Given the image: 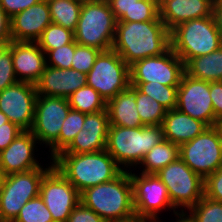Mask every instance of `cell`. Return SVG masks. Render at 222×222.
Returning <instances> with one entry per match:
<instances>
[{
    "instance_id": "obj_20",
    "label": "cell",
    "mask_w": 222,
    "mask_h": 222,
    "mask_svg": "<svg viewBox=\"0 0 222 222\" xmlns=\"http://www.w3.org/2000/svg\"><path fill=\"white\" fill-rule=\"evenodd\" d=\"M52 23L47 0H41L10 19L11 39L17 42H36Z\"/></svg>"
},
{
    "instance_id": "obj_10",
    "label": "cell",
    "mask_w": 222,
    "mask_h": 222,
    "mask_svg": "<svg viewBox=\"0 0 222 222\" xmlns=\"http://www.w3.org/2000/svg\"><path fill=\"white\" fill-rule=\"evenodd\" d=\"M87 85L106 103L130 87V66L113 49L101 51L87 73Z\"/></svg>"
},
{
    "instance_id": "obj_7",
    "label": "cell",
    "mask_w": 222,
    "mask_h": 222,
    "mask_svg": "<svg viewBox=\"0 0 222 222\" xmlns=\"http://www.w3.org/2000/svg\"><path fill=\"white\" fill-rule=\"evenodd\" d=\"M49 163L48 166L42 164L40 168L6 176L0 192V222H13L23 205L39 196L41 180L53 167L51 159Z\"/></svg>"
},
{
    "instance_id": "obj_53",
    "label": "cell",
    "mask_w": 222,
    "mask_h": 222,
    "mask_svg": "<svg viewBox=\"0 0 222 222\" xmlns=\"http://www.w3.org/2000/svg\"><path fill=\"white\" fill-rule=\"evenodd\" d=\"M151 1H154L157 5H160L163 0H151Z\"/></svg>"
},
{
    "instance_id": "obj_18",
    "label": "cell",
    "mask_w": 222,
    "mask_h": 222,
    "mask_svg": "<svg viewBox=\"0 0 222 222\" xmlns=\"http://www.w3.org/2000/svg\"><path fill=\"white\" fill-rule=\"evenodd\" d=\"M8 51L12 55L18 81L36 84L46 67V54L36 42L11 41Z\"/></svg>"
},
{
    "instance_id": "obj_6",
    "label": "cell",
    "mask_w": 222,
    "mask_h": 222,
    "mask_svg": "<svg viewBox=\"0 0 222 222\" xmlns=\"http://www.w3.org/2000/svg\"><path fill=\"white\" fill-rule=\"evenodd\" d=\"M172 50L186 64L191 58L200 57L222 46L213 16L185 21L170 31Z\"/></svg>"
},
{
    "instance_id": "obj_1",
    "label": "cell",
    "mask_w": 222,
    "mask_h": 222,
    "mask_svg": "<svg viewBox=\"0 0 222 222\" xmlns=\"http://www.w3.org/2000/svg\"><path fill=\"white\" fill-rule=\"evenodd\" d=\"M171 47L170 31L160 17L146 22H117L112 49L130 66Z\"/></svg>"
},
{
    "instance_id": "obj_23",
    "label": "cell",
    "mask_w": 222,
    "mask_h": 222,
    "mask_svg": "<svg viewBox=\"0 0 222 222\" xmlns=\"http://www.w3.org/2000/svg\"><path fill=\"white\" fill-rule=\"evenodd\" d=\"M161 126L164 139L179 146L194 139L208 127L177 109L167 110Z\"/></svg>"
},
{
    "instance_id": "obj_48",
    "label": "cell",
    "mask_w": 222,
    "mask_h": 222,
    "mask_svg": "<svg viewBox=\"0 0 222 222\" xmlns=\"http://www.w3.org/2000/svg\"><path fill=\"white\" fill-rule=\"evenodd\" d=\"M113 222H153V221L142 218L138 215H134L130 218H127V219H124V220H117V221H113Z\"/></svg>"
},
{
    "instance_id": "obj_41",
    "label": "cell",
    "mask_w": 222,
    "mask_h": 222,
    "mask_svg": "<svg viewBox=\"0 0 222 222\" xmlns=\"http://www.w3.org/2000/svg\"><path fill=\"white\" fill-rule=\"evenodd\" d=\"M66 222H106L93 210L80 202L71 212Z\"/></svg>"
},
{
    "instance_id": "obj_26",
    "label": "cell",
    "mask_w": 222,
    "mask_h": 222,
    "mask_svg": "<svg viewBox=\"0 0 222 222\" xmlns=\"http://www.w3.org/2000/svg\"><path fill=\"white\" fill-rule=\"evenodd\" d=\"M179 158V145L169 140H162L147 152L138 167V172L143 174H156L168 164ZM140 167V168H139ZM139 171V169H141Z\"/></svg>"
},
{
    "instance_id": "obj_50",
    "label": "cell",
    "mask_w": 222,
    "mask_h": 222,
    "mask_svg": "<svg viewBox=\"0 0 222 222\" xmlns=\"http://www.w3.org/2000/svg\"><path fill=\"white\" fill-rule=\"evenodd\" d=\"M7 174L3 171V169L0 167V192L4 186V182L6 179Z\"/></svg>"
},
{
    "instance_id": "obj_11",
    "label": "cell",
    "mask_w": 222,
    "mask_h": 222,
    "mask_svg": "<svg viewBox=\"0 0 222 222\" xmlns=\"http://www.w3.org/2000/svg\"><path fill=\"white\" fill-rule=\"evenodd\" d=\"M134 169L130 170V178L133 185L135 215L159 222L162 220L160 212L173 210L174 214L179 211L173 207L166 186L156 174L136 173Z\"/></svg>"
},
{
    "instance_id": "obj_25",
    "label": "cell",
    "mask_w": 222,
    "mask_h": 222,
    "mask_svg": "<svg viewBox=\"0 0 222 222\" xmlns=\"http://www.w3.org/2000/svg\"><path fill=\"white\" fill-rule=\"evenodd\" d=\"M185 73L207 82L222 81V46L207 55L191 58L185 64Z\"/></svg>"
},
{
    "instance_id": "obj_19",
    "label": "cell",
    "mask_w": 222,
    "mask_h": 222,
    "mask_svg": "<svg viewBox=\"0 0 222 222\" xmlns=\"http://www.w3.org/2000/svg\"><path fill=\"white\" fill-rule=\"evenodd\" d=\"M82 130L75 136L71 144L61 153H89L106 149L109 129L107 108L97 113L85 114Z\"/></svg>"
},
{
    "instance_id": "obj_37",
    "label": "cell",
    "mask_w": 222,
    "mask_h": 222,
    "mask_svg": "<svg viewBox=\"0 0 222 222\" xmlns=\"http://www.w3.org/2000/svg\"><path fill=\"white\" fill-rule=\"evenodd\" d=\"M159 17V5L151 0H139L132 9V22L153 21Z\"/></svg>"
},
{
    "instance_id": "obj_13",
    "label": "cell",
    "mask_w": 222,
    "mask_h": 222,
    "mask_svg": "<svg viewBox=\"0 0 222 222\" xmlns=\"http://www.w3.org/2000/svg\"><path fill=\"white\" fill-rule=\"evenodd\" d=\"M185 73V63L170 47L159 56L147 57L130 65V82H158L179 86Z\"/></svg>"
},
{
    "instance_id": "obj_39",
    "label": "cell",
    "mask_w": 222,
    "mask_h": 222,
    "mask_svg": "<svg viewBox=\"0 0 222 222\" xmlns=\"http://www.w3.org/2000/svg\"><path fill=\"white\" fill-rule=\"evenodd\" d=\"M204 196L222 202V167L204 179Z\"/></svg>"
},
{
    "instance_id": "obj_24",
    "label": "cell",
    "mask_w": 222,
    "mask_h": 222,
    "mask_svg": "<svg viewBox=\"0 0 222 222\" xmlns=\"http://www.w3.org/2000/svg\"><path fill=\"white\" fill-rule=\"evenodd\" d=\"M106 108L109 115V125L125 128L145 126L138 114L134 86L132 85L110 99L106 104Z\"/></svg>"
},
{
    "instance_id": "obj_22",
    "label": "cell",
    "mask_w": 222,
    "mask_h": 222,
    "mask_svg": "<svg viewBox=\"0 0 222 222\" xmlns=\"http://www.w3.org/2000/svg\"><path fill=\"white\" fill-rule=\"evenodd\" d=\"M213 0H163L159 17L169 31L192 19L212 15Z\"/></svg>"
},
{
    "instance_id": "obj_14",
    "label": "cell",
    "mask_w": 222,
    "mask_h": 222,
    "mask_svg": "<svg viewBox=\"0 0 222 222\" xmlns=\"http://www.w3.org/2000/svg\"><path fill=\"white\" fill-rule=\"evenodd\" d=\"M39 195L54 222H66L81 202L79 191L54 166L43 176Z\"/></svg>"
},
{
    "instance_id": "obj_30",
    "label": "cell",
    "mask_w": 222,
    "mask_h": 222,
    "mask_svg": "<svg viewBox=\"0 0 222 222\" xmlns=\"http://www.w3.org/2000/svg\"><path fill=\"white\" fill-rule=\"evenodd\" d=\"M134 95L138 114L142 123L146 125H161L167 113L165 107L150 96L140 92L134 86Z\"/></svg>"
},
{
    "instance_id": "obj_9",
    "label": "cell",
    "mask_w": 222,
    "mask_h": 222,
    "mask_svg": "<svg viewBox=\"0 0 222 222\" xmlns=\"http://www.w3.org/2000/svg\"><path fill=\"white\" fill-rule=\"evenodd\" d=\"M156 175L167 188L173 207L187 211L204 196V179L179 157Z\"/></svg>"
},
{
    "instance_id": "obj_46",
    "label": "cell",
    "mask_w": 222,
    "mask_h": 222,
    "mask_svg": "<svg viewBox=\"0 0 222 222\" xmlns=\"http://www.w3.org/2000/svg\"><path fill=\"white\" fill-rule=\"evenodd\" d=\"M212 16L222 39V0H216L213 3Z\"/></svg>"
},
{
    "instance_id": "obj_43",
    "label": "cell",
    "mask_w": 222,
    "mask_h": 222,
    "mask_svg": "<svg viewBox=\"0 0 222 222\" xmlns=\"http://www.w3.org/2000/svg\"><path fill=\"white\" fill-rule=\"evenodd\" d=\"M22 131L23 130L21 128L10 121L1 125L0 152L6 149Z\"/></svg>"
},
{
    "instance_id": "obj_5",
    "label": "cell",
    "mask_w": 222,
    "mask_h": 222,
    "mask_svg": "<svg viewBox=\"0 0 222 222\" xmlns=\"http://www.w3.org/2000/svg\"><path fill=\"white\" fill-rule=\"evenodd\" d=\"M117 19L108 1L83 0L74 31L75 42L101 51L112 49Z\"/></svg>"
},
{
    "instance_id": "obj_34",
    "label": "cell",
    "mask_w": 222,
    "mask_h": 222,
    "mask_svg": "<svg viewBox=\"0 0 222 222\" xmlns=\"http://www.w3.org/2000/svg\"><path fill=\"white\" fill-rule=\"evenodd\" d=\"M85 114L70 109L64 120L59 134V153L63 152L73 141L75 136L82 130Z\"/></svg>"
},
{
    "instance_id": "obj_27",
    "label": "cell",
    "mask_w": 222,
    "mask_h": 222,
    "mask_svg": "<svg viewBox=\"0 0 222 222\" xmlns=\"http://www.w3.org/2000/svg\"><path fill=\"white\" fill-rule=\"evenodd\" d=\"M51 21L71 31H75L83 0H47Z\"/></svg>"
},
{
    "instance_id": "obj_3",
    "label": "cell",
    "mask_w": 222,
    "mask_h": 222,
    "mask_svg": "<svg viewBox=\"0 0 222 222\" xmlns=\"http://www.w3.org/2000/svg\"><path fill=\"white\" fill-rule=\"evenodd\" d=\"M80 201L106 222L124 220L135 215L130 171H123L114 180L87 188Z\"/></svg>"
},
{
    "instance_id": "obj_4",
    "label": "cell",
    "mask_w": 222,
    "mask_h": 222,
    "mask_svg": "<svg viewBox=\"0 0 222 222\" xmlns=\"http://www.w3.org/2000/svg\"><path fill=\"white\" fill-rule=\"evenodd\" d=\"M162 140L161 125L135 128L109 125L106 150L124 171H130L133 167L137 170L144 155Z\"/></svg>"
},
{
    "instance_id": "obj_15",
    "label": "cell",
    "mask_w": 222,
    "mask_h": 222,
    "mask_svg": "<svg viewBox=\"0 0 222 222\" xmlns=\"http://www.w3.org/2000/svg\"><path fill=\"white\" fill-rule=\"evenodd\" d=\"M176 109L202 121L208 127L214 126L218 121L210 97V82L193 78L186 73L178 86Z\"/></svg>"
},
{
    "instance_id": "obj_45",
    "label": "cell",
    "mask_w": 222,
    "mask_h": 222,
    "mask_svg": "<svg viewBox=\"0 0 222 222\" xmlns=\"http://www.w3.org/2000/svg\"><path fill=\"white\" fill-rule=\"evenodd\" d=\"M10 19L0 6V40L12 41Z\"/></svg>"
},
{
    "instance_id": "obj_29",
    "label": "cell",
    "mask_w": 222,
    "mask_h": 222,
    "mask_svg": "<svg viewBox=\"0 0 222 222\" xmlns=\"http://www.w3.org/2000/svg\"><path fill=\"white\" fill-rule=\"evenodd\" d=\"M130 85L153 98L166 110L176 109L178 86H166L158 82H130Z\"/></svg>"
},
{
    "instance_id": "obj_17",
    "label": "cell",
    "mask_w": 222,
    "mask_h": 222,
    "mask_svg": "<svg viewBox=\"0 0 222 222\" xmlns=\"http://www.w3.org/2000/svg\"><path fill=\"white\" fill-rule=\"evenodd\" d=\"M36 144L39 145L31 131H22L0 152V167L7 175L40 168L42 163H39V158L35 155L38 152Z\"/></svg>"
},
{
    "instance_id": "obj_21",
    "label": "cell",
    "mask_w": 222,
    "mask_h": 222,
    "mask_svg": "<svg viewBox=\"0 0 222 222\" xmlns=\"http://www.w3.org/2000/svg\"><path fill=\"white\" fill-rule=\"evenodd\" d=\"M87 84V74L74 69L53 68L46 65L35 84L40 96L68 98L73 92Z\"/></svg>"
},
{
    "instance_id": "obj_51",
    "label": "cell",
    "mask_w": 222,
    "mask_h": 222,
    "mask_svg": "<svg viewBox=\"0 0 222 222\" xmlns=\"http://www.w3.org/2000/svg\"><path fill=\"white\" fill-rule=\"evenodd\" d=\"M219 133L221 145H222V120H218L216 124L214 125Z\"/></svg>"
},
{
    "instance_id": "obj_16",
    "label": "cell",
    "mask_w": 222,
    "mask_h": 222,
    "mask_svg": "<svg viewBox=\"0 0 222 222\" xmlns=\"http://www.w3.org/2000/svg\"><path fill=\"white\" fill-rule=\"evenodd\" d=\"M37 96L34 84L17 81L0 92V111L23 131H30Z\"/></svg>"
},
{
    "instance_id": "obj_42",
    "label": "cell",
    "mask_w": 222,
    "mask_h": 222,
    "mask_svg": "<svg viewBox=\"0 0 222 222\" xmlns=\"http://www.w3.org/2000/svg\"><path fill=\"white\" fill-rule=\"evenodd\" d=\"M41 0H0V6L12 18L15 14L39 3Z\"/></svg>"
},
{
    "instance_id": "obj_35",
    "label": "cell",
    "mask_w": 222,
    "mask_h": 222,
    "mask_svg": "<svg viewBox=\"0 0 222 222\" xmlns=\"http://www.w3.org/2000/svg\"><path fill=\"white\" fill-rule=\"evenodd\" d=\"M101 50L79 45L75 42V53L72 58L71 69L87 74L96 61Z\"/></svg>"
},
{
    "instance_id": "obj_38",
    "label": "cell",
    "mask_w": 222,
    "mask_h": 222,
    "mask_svg": "<svg viewBox=\"0 0 222 222\" xmlns=\"http://www.w3.org/2000/svg\"><path fill=\"white\" fill-rule=\"evenodd\" d=\"M17 81L12 63V55L7 50L0 58V92Z\"/></svg>"
},
{
    "instance_id": "obj_44",
    "label": "cell",
    "mask_w": 222,
    "mask_h": 222,
    "mask_svg": "<svg viewBox=\"0 0 222 222\" xmlns=\"http://www.w3.org/2000/svg\"><path fill=\"white\" fill-rule=\"evenodd\" d=\"M210 97L215 117L222 120V81L210 82Z\"/></svg>"
},
{
    "instance_id": "obj_31",
    "label": "cell",
    "mask_w": 222,
    "mask_h": 222,
    "mask_svg": "<svg viewBox=\"0 0 222 222\" xmlns=\"http://www.w3.org/2000/svg\"><path fill=\"white\" fill-rule=\"evenodd\" d=\"M74 41V31L51 23L45 28L36 43L46 54L49 50L60 48L61 46L73 43Z\"/></svg>"
},
{
    "instance_id": "obj_40",
    "label": "cell",
    "mask_w": 222,
    "mask_h": 222,
    "mask_svg": "<svg viewBox=\"0 0 222 222\" xmlns=\"http://www.w3.org/2000/svg\"><path fill=\"white\" fill-rule=\"evenodd\" d=\"M139 0H108L117 22H132V9Z\"/></svg>"
},
{
    "instance_id": "obj_2",
    "label": "cell",
    "mask_w": 222,
    "mask_h": 222,
    "mask_svg": "<svg viewBox=\"0 0 222 222\" xmlns=\"http://www.w3.org/2000/svg\"><path fill=\"white\" fill-rule=\"evenodd\" d=\"M52 161L80 194L87 188L114 180L124 171L106 149L80 154L59 153Z\"/></svg>"
},
{
    "instance_id": "obj_33",
    "label": "cell",
    "mask_w": 222,
    "mask_h": 222,
    "mask_svg": "<svg viewBox=\"0 0 222 222\" xmlns=\"http://www.w3.org/2000/svg\"><path fill=\"white\" fill-rule=\"evenodd\" d=\"M13 222H54L51 212L47 209L40 195L29 200L21 208Z\"/></svg>"
},
{
    "instance_id": "obj_47",
    "label": "cell",
    "mask_w": 222,
    "mask_h": 222,
    "mask_svg": "<svg viewBox=\"0 0 222 222\" xmlns=\"http://www.w3.org/2000/svg\"><path fill=\"white\" fill-rule=\"evenodd\" d=\"M176 218L174 222H195L192 216L187 211H177L173 214ZM159 222H164L163 220ZM173 222V221H172Z\"/></svg>"
},
{
    "instance_id": "obj_8",
    "label": "cell",
    "mask_w": 222,
    "mask_h": 222,
    "mask_svg": "<svg viewBox=\"0 0 222 222\" xmlns=\"http://www.w3.org/2000/svg\"><path fill=\"white\" fill-rule=\"evenodd\" d=\"M71 107L68 98L56 96H37L34 121L30 131L40 147H49L48 158L59 154V134Z\"/></svg>"
},
{
    "instance_id": "obj_36",
    "label": "cell",
    "mask_w": 222,
    "mask_h": 222,
    "mask_svg": "<svg viewBox=\"0 0 222 222\" xmlns=\"http://www.w3.org/2000/svg\"><path fill=\"white\" fill-rule=\"evenodd\" d=\"M75 53V41L61 46L60 48L49 50L46 53V65L53 68L71 69L72 58Z\"/></svg>"
},
{
    "instance_id": "obj_12",
    "label": "cell",
    "mask_w": 222,
    "mask_h": 222,
    "mask_svg": "<svg viewBox=\"0 0 222 222\" xmlns=\"http://www.w3.org/2000/svg\"><path fill=\"white\" fill-rule=\"evenodd\" d=\"M179 157L203 179L222 167V145L215 126L179 146Z\"/></svg>"
},
{
    "instance_id": "obj_28",
    "label": "cell",
    "mask_w": 222,
    "mask_h": 222,
    "mask_svg": "<svg viewBox=\"0 0 222 222\" xmlns=\"http://www.w3.org/2000/svg\"><path fill=\"white\" fill-rule=\"evenodd\" d=\"M68 101L71 109L84 114L97 113L106 109V101L91 86L85 85L73 92Z\"/></svg>"
},
{
    "instance_id": "obj_52",
    "label": "cell",
    "mask_w": 222,
    "mask_h": 222,
    "mask_svg": "<svg viewBox=\"0 0 222 222\" xmlns=\"http://www.w3.org/2000/svg\"><path fill=\"white\" fill-rule=\"evenodd\" d=\"M7 122H9L7 116L2 111H0V127Z\"/></svg>"
},
{
    "instance_id": "obj_32",
    "label": "cell",
    "mask_w": 222,
    "mask_h": 222,
    "mask_svg": "<svg viewBox=\"0 0 222 222\" xmlns=\"http://www.w3.org/2000/svg\"><path fill=\"white\" fill-rule=\"evenodd\" d=\"M195 222H222V202L203 196L187 210Z\"/></svg>"
},
{
    "instance_id": "obj_49",
    "label": "cell",
    "mask_w": 222,
    "mask_h": 222,
    "mask_svg": "<svg viewBox=\"0 0 222 222\" xmlns=\"http://www.w3.org/2000/svg\"><path fill=\"white\" fill-rule=\"evenodd\" d=\"M11 41L0 40V58L8 50Z\"/></svg>"
}]
</instances>
